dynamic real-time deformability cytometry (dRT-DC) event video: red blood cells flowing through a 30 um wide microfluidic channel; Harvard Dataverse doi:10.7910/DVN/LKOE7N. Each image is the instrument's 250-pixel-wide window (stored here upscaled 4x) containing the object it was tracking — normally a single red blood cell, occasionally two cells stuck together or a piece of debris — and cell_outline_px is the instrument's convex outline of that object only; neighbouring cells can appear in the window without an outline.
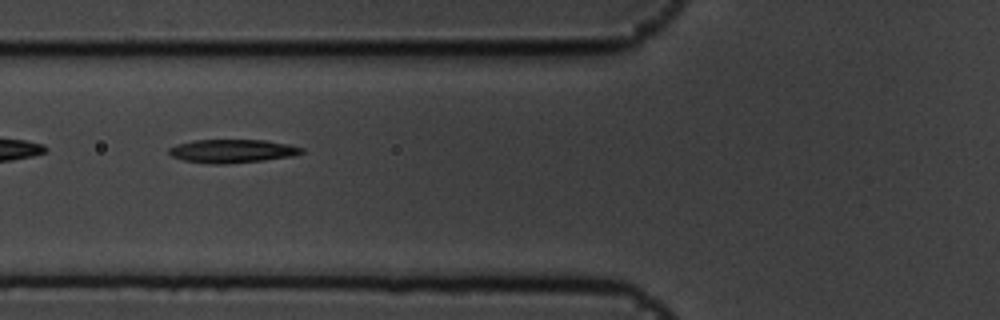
{"species": "common noctule bat (a hibernating species)", "species_latin": "Nyctalus noctula", "temperature_condition": "cold", "stored_images_in_passage": 39, "camera_frame_rate_fps": 3000, "um_per_image_px": 0.085, "animal": {"sex": "male", "body_mass_g": 19.5, "forearm_length_mm": 54.6}, "frame": {"image": 1, "passage_image": 4, "time_ms": 1.0, "image_size_px": [1000, 320], "cell_outline_px": [[304, 152], [292, 156], [264, 160], [224, 164], [212, 164], [184, 160], [172, 156], [168, 152], [168, 148], [176, 144], [196, 140], [264, 140], [288, 144], [304, 148]], "centroid_in_image_um": [19.74, 12.84], "position_along_channel_um": 106.1, "area_um2": 18.03}}
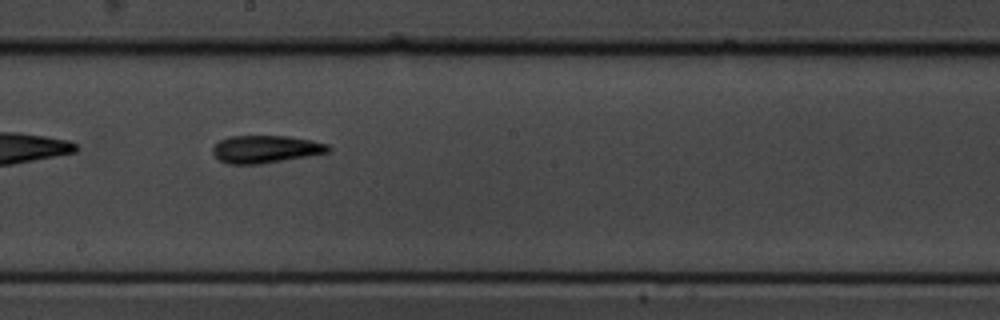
{"frame": {"image": 2, "passage_image": 14, "time_ms": 4.333, "image_size_px": [1000, 320], "cell_outline_px": [[332, 148], [328, 152], [308, 156], [260, 164], [228, 164], [220, 160], [212, 152], [212, 148], [220, 140], [228, 136], [288, 136], [312, 140], [328, 144]], "centroid_in_image_um": [22.59, 12.67], "position_along_channel_um": 225.6, "area_um2": 18.55}}
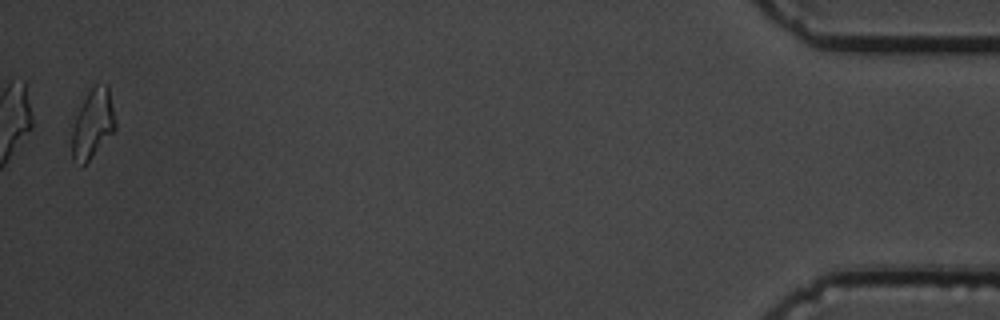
{"frame": {"image": 3, "passage_image": 38, "time_ms": 12.333, "image_size_px": [1000, 320], "cell_outline_px": [[116, 128], [88, 160], [80, 168], [72, 160], [68, 124], [88, 92], [96, 84], [108, 84], [116, 124]], "centroid_in_image_um": [7.78, 10.55], "position_along_channel_um": 427.4, "area_um2": 18.21}, "authors_computed_cell_mechanics": {"area_um2": 18.1492, "velocity_mm_per_s": 3.5874, "shape_relaxation_time_tau1_ms": 2.9536, "shape_relaxation_time_tau2_ms": 2.9675, "deformation_change_tau1": 0.164, "deformation_change_tau2": 0.119}}